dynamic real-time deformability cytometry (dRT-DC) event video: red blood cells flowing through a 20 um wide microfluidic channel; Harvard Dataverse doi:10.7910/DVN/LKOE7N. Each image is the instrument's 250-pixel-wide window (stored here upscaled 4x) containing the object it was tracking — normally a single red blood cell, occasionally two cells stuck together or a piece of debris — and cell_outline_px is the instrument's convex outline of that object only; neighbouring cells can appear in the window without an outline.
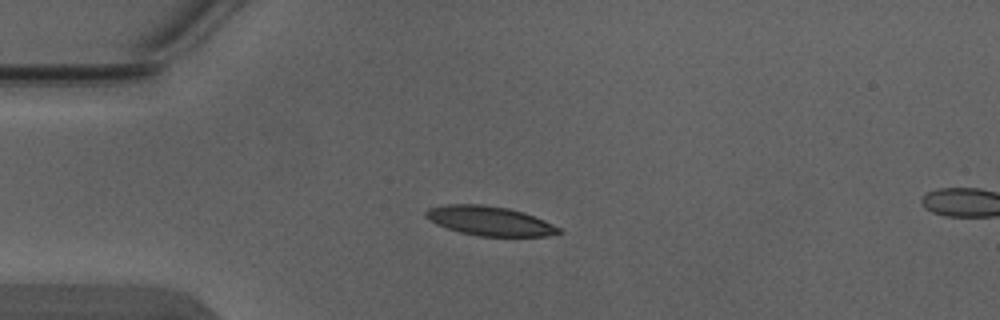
{"species": "Egyptian fruit bat (a non-hibernating species)", "species_latin": "Rousettus aegyptiacus", "temperature_condition": "warm", "stored_images_in_passage": 4, "camera_frame_rate_fps": 3000, "um_per_image_px": 0.085, "animal": {"sex": "male"}, "frame": {"image": 1, "passage_image": 3, "time_ms": 0.667, "image_size_px": [1000, 320], "cell_outline_px": [[564, 232], [548, 236], [480, 236], [460, 232], [436, 224], [424, 216], [424, 212], [428, 208], [444, 204], [480, 204], [508, 208], [524, 212], [544, 220], [560, 228]], "centroid_in_image_um": [41.61, 18.77], "position_along_channel_um": 43.4, "area_um2": 22.77}}